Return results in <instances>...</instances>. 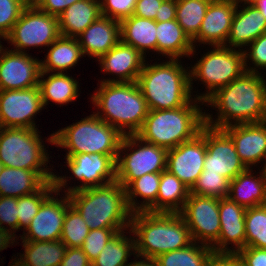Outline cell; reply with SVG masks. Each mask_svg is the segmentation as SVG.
I'll return each mask as SVG.
<instances>
[{
    "instance_id": "f5cc1de1",
    "label": "cell",
    "mask_w": 266,
    "mask_h": 266,
    "mask_svg": "<svg viewBox=\"0 0 266 266\" xmlns=\"http://www.w3.org/2000/svg\"><path fill=\"white\" fill-rule=\"evenodd\" d=\"M176 18V0H164L160 5L159 15L156 22L170 21Z\"/></svg>"
},
{
    "instance_id": "e0dca14e",
    "label": "cell",
    "mask_w": 266,
    "mask_h": 266,
    "mask_svg": "<svg viewBox=\"0 0 266 266\" xmlns=\"http://www.w3.org/2000/svg\"><path fill=\"white\" fill-rule=\"evenodd\" d=\"M206 155V124L192 140L167 150L166 170L191 189L203 171Z\"/></svg>"
},
{
    "instance_id": "6da1fadb",
    "label": "cell",
    "mask_w": 266,
    "mask_h": 266,
    "mask_svg": "<svg viewBox=\"0 0 266 266\" xmlns=\"http://www.w3.org/2000/svg\"><path fill=\"white\" fill-rule=\"evenodd\" d=\"M261 73L245 72L227 86L216 90L204 104L217 111V118L205 110V124L223 129L229 125L266 120V79ZM217 109V110H216Z\"/></svg>"
},
{
    "instance_id": "4316f807",
    "label": "cell",
    "mask_w": 266,
    "mask_h": 266,
    "mask_svg": "<svg viewBox=\"0 0 266 266\" xmlns=\"http://www.w3.org/2000/svg\"><path fill=\"white\" fill-rule=\"evenodd\" d=\"M121 42L134 47L143 56L146 52H156V21L132 15L120 21ZM152 50V51H151Z\"/></svg>"
},
{
    "instance_id": "8d00e7d4",
    "label": "cell",
    "mask_w": 266,
    "mask_h": 266,
    "mask_svg": "<svg viewBox=\"0 0 266 266\" xmlns=\"http://www.w3.org/2000/svg\"><path fill=\"white\" fill-rule=\"evenodd\" d=\"M212 0H176V20L192 40L199 32Z\"/></svg>"
},
{
    "instance_id": "9c48e42d",
    "label": "cell",
    "mask_w": 266,
    "mask_h": 266,
    "mask_svg": "<svg viewBox=\"0 0 266 266\" xmlns=\"http://www.w3.org/2000/svg\"><path fill=\"white\" fill-rule=\"evenodd\" d=\"M211 48L202 54L194 65L189 66L191 91L194 88L193 80H200L202 81L200 84L206 86L205 93L196 92L198 95H193L203 102L216 90L227 86L246 72L244 52L241 49L226 46H211Z\"/></svg>"
},
{
    "instance_id": "d590c367",
    "label": "cell",
    "mask_w": 266,
    "mask_h": 266,
    "mask_svg": "<svg viewBox=\"0 0 266 266\" xmlns=\"http://www.w3.org/2000/svg\"><path fill=\"white\" fill-rule=\"evenodd\" d=\"M213 255L211 246L193 241L187 247L169 251L155 259L159 266H208Z\"/></svg>"
},
{
    "instance_id": "ee69618b",
    "label": "cell",
    "mask_w": 266,
    "mask_h": 266,
    "mask_svg": "<svg viewBox=\"0 0 266 266\" xmlns=\"http://www.w3.org/2000/svg\"><path fill=\"white\" fill-rule=\"evenodd\" d=\"M27 5L22 0H0V35L5 39Z\"/></svg>"
},
{
    "instance_id": "f907efd6",
    "label": "cell",
    "mask_w": 266,
    "mask_h": 266,
    "mask_svg": "<svg viewBox=\"0 0 266 266\" xmlns=\"http://www.w3.org/2000/svg\"><path fill=\"white\" fill-rule=\"evenodd\" d=\"M60 266H91V261L80 247L67 248Z\"/></svg>"
},
{
    "instance_id": "ab89813d",
    "label": "cell",
    "mask_w": 266,
    "mask_h": 266,
    "mask_svg": "<svg viewBox=\"0 0 266 266\" xmlns=\"http://www.w3.org/2000/svg\"><path fill=\"white\" fill-rule=\"evenodd\" d=\"M89 230L80 213L71 205L65 214L60 240L68 248L81 247Z\"/></svg>"
},
{
    "instance_id": "cb8c5ba5",
    "label": "cell",
    "mask_w": 266,
    "mask_h": 266,
    "mask_svg": "<svg viewBox=\"0 0 266 266\" xmlns=\"http://www.w3.org/2000/svg\"><path fill=\"white\" fill-rule=\"evenodd\" d=\"M265 32L266 20L255 5L237 6L225 46L243 51Z\"/></svg>"
},
{
    "instance_id": "484cf974",
    "label": "cell",
    "mask_w": 266,
    "mask_h": 266,
    "mask_svg": "<svg viewBox=\"0 0 266 266\" xmlns=\"http://www.w3.org/2000/svg\"><path fill=\"white\" fill-rule=\"evenodd\" d=\"M156 37L157 54L169 59L189 58L198 50L176 19L156 22Z\"/></svg>"
},
{
    "instance_id": "83f0119b",
    "label": "cell",
    "mask_w": 266,
    "mask_h": 266,
    "mask_svg": "<svg viewBox=\"0 0 266 266\" xmlns=\"http://www.w3.org/2000/svg\"><path fill=\"white\" fill-rule=\"evenodd\" d=\"M100 16V0L75 2L58 16L60 34L76 38Z\"/></svg>"
},
{
    "instance_id": "f546056e",
    "label": "cell",
    "mask_w": 266,
    "mask_h": 266,
    "mask_svg": "<svg viewBox=\"0 0 266 266\" xmlns=\"http://www.w3.org/2000/svg\"><path fill=\"white\" fill-rule=\"evenodd\" d=\"M50 47V48H49ZM47 49L40 61L41 72L67 73L84 57L77 38L60 35ZM65 71V72H64Z\"/></svg>"
},
{
    "instance_id": "7dc6e473",
    "label": "cell",
    "mask_w": 266,
    "mask_h": 266,
    "mask_svg": "<svg viewBox=\"0 0 266 266\" xmlns=\"http://www.w3.org/2000/svg\"><path fill=\"white\" fill-rule=\"evenodd\" d=\"M236 255L244 266H266V249L246 246Z\"/></svg>"
},
{
    "instance_id": "3957f363",
    "label": "cell",
    "mask_w": 266,
    "mask_h": 266,
    "mask_svg": "<svg viewBox=\"0 0 266 266\" xmlns=\"http://www.w3.org/2000/svg\"><path fill=\"white\" fill-rule=\"evenodd\" d=\"M129 229L134 237L136 254L143 257L156 258L193 242L180 213L134 212Z\"/></svg>"
},
{
    "instance_id": "f35d334b",
    "label": "cell",
    "mask_w": 266,
    "mask_h": 266,
    "mask_svg": "<svg viewBox=\"0 0 266 266\" xmlns=\"http://www.w3.org/2000/svg\"><path fill=\"white\" fill-rule=\"evenodd\" d=\"M245 247L266 249V205L246 208Z\"/></svg>"
},
{
    "instance_id": "91938a15",
    "label": "cell",
    "mask_w": 266,
    "mask_h": 266,
    "mask_svg": "<svg viewBox=\"0 0 266 266\" xmlns=\"http://www.w3.org/2000/svg\"><path fill=\"white\" fill-rule=\"evenodd\" d=\"M26 5H35L38 0H22Z\"/></svg>"
},
{
    "instance_id": "9a60e30c",
    "label": "cell",
    "mask_w": 266,
    "mask_h": 266,
    "mask_svg": "<svg viewBox=\"0 0 266 266\" xmlns=\"http://www.w3.org/2000/svg\"><path fill=\"white\" fill-rule=\"evenodd\" d=\"M54 191L40 206L38 213L20 237L22 241H58L61 238L65 214L71 206L68 193ZM58 196H60L59 199ZM27 232V233H26Z\"/></svg>"
},
{
    "instance_id": "836d02e7",
    "label": "cell",
    "mask_w": 266,
    "mask_h": 266,
    "mask_svg": "<svg viewBox=\"0 0 266 266\" xmlns=\"http://www.w3.org/2000/svg\"><path fill=\"white\" fill-rule=\"evenodd\" d=\"M190 189L168 170L161 172L157 196V212L179 213L188 199Z\"/></svg>"
},
{
    "instance_id": "4dcf8cb0",
    "label": "cell",
    "mask_w": 266,
    "mask_h": 266,
    "mask_svg": "<svg viewBox=\"0 0 266 266\" xmlns=\"http://www.w3.org/2000/svg\"><path fill=\"white\" fill-rule=\"evenodd\" d=\"M160 179L161 172L147 173L132 180L125 187L126 202L132 213L140 211L157 212ZM138 196L143 201H138Z\"/></svg>"
},
{
    "instance_id": "d6986e66",
    "label": "cell",
    "mask_w": 266,
    "mask_h": 266,
    "mask_svg": "<svg viewBox=\"0 0 266 266\" xmlns=\"http://www.w3.org/2000/svg\"><path fill=\"white\" fill-rule=\"evenodd\" d=\"M245 213V207L228 197L219 199L220 234L211 246L214 254H236L245 247Z\"/></svg>"
},
{
    "instance_id": "11a10c76",
    "label": "cell",
    "mask_w": 266,
    "mask_h": 266,
    "mask_svg": "<svg viewBox=\"0 0 266 266\" xmlns=\"http://www.w3.org/2000/svg\"><path fill=\"white\" fill-rule=\"evenodd\" d=\"M132 262L128 263L126 266H159L155 258L143 257L135 254Z\"/></svg>"
},
{
    "instance_id": "f6af8a7d",
    "label": "cell",
    "mask_w": 266,
    "mask_h": 266,
    "mask_svg": "<svg viewBox=\"0 0 266 266\" xmlns=\"http://www.w3.org/2000/svg\"><path fill=\"white\" fill-rule=\"evenodd\" d=\"M0 229L8 231L13 237L16 236L15 233L18 232L17 198L0 196Z\"/></svg>"
},
{
    "instance_id": "5b68a950",
    "label": "cell",
    "mask_w": 266,
    "mask_h": 266,
    "mask_svg": "<svg viewBox=\"0 0 266 266\" xmlns=\"http://www.w3.org/2000/svg\"><path fill=\"white\" fill-rule=\"evenodd\" d=\"M200 104L204 105V102L194 98L185 106L175 109L149 110L136 135L167 150L190 141L205 125V112H202Z\"/></svg>"
},
{
    "instance_id": "74e56055",
    "label": "cell",
    "mask_w": 266,
    "mask_h": 266,
    "mask_svg": "<svg viewBox=\"0 0 266 266\" xmlns=\"http://www.w3.org/2000/svg\"><path fill=\"white\" fill-rule=\"evenodd\" d=\"M54 191V182L48 181L35 193L17 198L18 231L23 229L24 232L26 230L31 220L38 213L41 204Z\"/></svg>"
},
{
    "instance_id": "9f6ffc18",
    "label": "cell",
    "mask_w": 266,
    "mask_h": 266,
    "mask_svg": "<svg viewBox=\"0 0 266 266\" xmlns=\"http://www.w3.org/2000/svg\"><path fill=\"white\" fill-rule=\"evenodd\" d=\"M255 6L259 10V12L264 16L266 20V0H259Z\"/></svg>"
},
{
    "instance_id": "7a4b0ae2",
    "label": "cell",
    "mask_w": 266,
    "mask_h": 266,
    "mask_svg": "<svg viewBox=\"0 0 266 266\" xmlns=\"http://www.w3.org/2000/svg\"><path fill=\"white\" fill-rule=\"evenodd\" d=\"M99 83V88L90 96L97 110L94 113L123 136L136 135L149 113V107L137 82Z\"/></svg>"
},
{
    "instance_id": "7c38bea8",
    "label": "cell",
    "mask_w": 266,
    "mask_h": 266,
    "mask_svg": "<svg viewBox=\"0 0 266 266\" xmlns=\"http://www.w3.org/2000/svg\"><path fill=\"white\" fill-rule=\"evenodd\" d=\"M60 35L57 16L47 14L35 5H27L3 41L13 45L11 50L27 53L28 48L49 47Z\"/></svg>"
},
{
    "instance_id": "94428289",
    "label": "cell",
    "mask_w": 266,
    "mask_h": 266,
    "mask_svg": "<svg viewBox=\"0 0 266 266\" xmlns=\"http://www.w3.org/2000/svg\"><path fill=\"white\" fill-rule=\"evenodd\" d=\"M4 38L0 35V40H3ZM2 42L0 41V52H1V50L3 49V45L1 44Z\"/></svg>"
},
{
    "instance_id": "8992f818",
    "label": "cell",
    "mask_w": 266,
    "mask_h": 266,
    "mask_svg": "<svg viewBox=\"0 0 266 266\" xmlns=\"http://www.w3.org/2000/svg\"><path fill=\"white\" fill-rule=\"evenodd\" d=\"M71 205L90 230L130 228L132 212L126 202L125 187L117 180L106 185L68 193Z\"/></svg>"
},
{
    "instance_id": "6f0895ef",
    "label": "cell",
    "mask_w": 266,
    "mask_h": 266,
    "mask_svg": "<svg viewBox=\"0 0 266 266\" xmlns=\"http://www.w3.org/2000/svg\"><path fill=\"white\" fill-rule=\"evenodd\" d=\"M236 6L255 5L259 0H231Z\"/></svg>"
},
{
    "instance_id": "f1b7e54d",
    "label": "cell",
    "mask_w": 266,
    "mask_h": 266,
    "mask_svg": "<svg viewBox=\"0 0 266 266\" xmlns=\"http://www.w3.org/2000/svg\"><path fill=\"white\" fill-rule=\"evenodd\" d=\"M79 85V81L66 73L41 72L38 86L44 108L50 102L60 107L74 102L80 96Z\"/></svg>"
},
{
    "instance_id": "60d3db41",
    "label": "cell",
    "mask_w": 266,
    "mask_h": 266,
    "mask_svg": "<svg viewBox=\"0 0 266 266\" xmlns=\"http://www.w3.org/2000/svg\"><path fill=\"white\" fill-rule=\"evenodd\" d=\"M230 181L219 174L207 173V170H203L197 179L194 186L190 189V193L216 197L226 198L229 193Z\"/></svg>"
},
{
    "instance_id": "ffe728a7",
    "label": "cell",
    "mask_w": 266,
    "mask_h": 266,
    "mask_svg": "<svg viewBox=\"0 0 266 266\" xmlns=\"http://www.w3.org/2000/svg\"><path fill=\"white\" fill-rule=\"evenodd\" d=\"M223 130L232 139L236 152L246 168L263 163L266 166V122L234 124ZM264 161V162H263Z\"/></svg>"
},
{
    "instance_id": "816d5d0a",
    "label": "cell",
    "mask_w": 266,
    "mask_h": 266,
    "mask_svg": "<svg viewBox=\"0 0 266 266\" xmlns=\"http://www.w3.org/2000/svg\"><path fill=\"white\" fill-rule=\"evenodd\" d=\"M208 266H244L236 254H214Z\"/></svg>"
},
{
    "instance_id": "4fadbf2b",
    "label": "cell",
    "mask_w": 266,
    "mask_h": 266,
    "mask_svg": "<svg viewBox=\"0 0 266 266\" xmlns=\"http://www.w3.org/2000/svg\"><path fill=\"white\" fill-rule=\"evenodd\" d=\"M188 226L193 241L212 246L219 238V198L189 193L179 212Z\"/></svg>"
},
{
    "instance_id": "c3c4849f",
    "label": "cell",
    "mask_w": 266,
    "mask_h": 266,
    "mask_svg": "<svg viewBox=\"0 0 266 266\" xmlns=\"http://www.w3.org/2000/svg\"><path fill=\"white\" fill-rule=\"evenodd\" d=\"M164 0H137L134 14L141 18L155 20L159 15L160 5Z\"/></svg>"
},
{
    "instance_id": "ac0fdd59",
    "label": "cell",
    "mask_w": 266,
    "mask_h": 266,
    "mask_svg": "<svg viewBox=\"0 0 266 266\" xmlns=\"http://www.w3.org/2000/svg\"><path fill=\"white\" fill-rule=\"evenodd\" d=\"M9 49L3 47L0 52V90H24L38 86L41 60Z\"/></svg>"
},
{
    "instance_id": "db71d44e",
    "label": "cell",
    "mask_w": 266,
    "mask_h": 266,
    "mask_svg": "<svg viewBox=\"0 0 266 266\" xmlns=\"http://www.w3.org/2000/svg\"><path fill=\"white\" fill-rule=\"evenodd\" d=\"M17 238V239H16ZM19 237H13L8 231L0 229V251L12 247L19 240Z\"/></svg>"
},
{
    "instance_id": "44dd1931",
    "label": "cell",
    "mask_w": 266,
    "mask_h": 266,
    "mask_svg": "<svg viewBox=\"0 0 266 266\" xmlns=\"http://www.w3.org/2000/svg\"><path fill=\"white\" fill-rule=\"evenodd\" d=\"M145 59L137 49L120 41L97 60L103 74L116 75L113 79H101L100 82H137Z\"/></svg>"
},
{
    "instance_id": "1f68e13d",
    "label": "cell",
    "mask_w": 266,
    "mask_h": 266,
    "mask_svg": "<svg viewBox=\"0 0 266 266\" xmlns=\"http://www.w3.org/2000/svg\"><path fill=\"white\" fill-rule=\"evenodd\" d=\"M23 253H17L24 266H60L67 246L61 241H22Z\"/></svg>"
},
{
    "instance_id": "6125c7cd",
    "label": "cell",
    "mask_w": 266,
    "mask_h": 266,
    "mask_svg": "<svg viewBox=\"0 0 266 266\" xmlns=\"http://www.w3.org/2000/svg\"><path fill=\"white\" fill-rule=\"evenodd\" d=\"M3 168H4V165L2 163H0V173L3 170Z\"/></svg>"
},
{
    "instance_id": "30bf717a",
    "label": "cell",
    "mask_w": 266,
    "mask_h": 266,
    "mask_svg": "<svg viewBox=\"0 0 266 266\" xmlns=\"http://www.w3.org/2000/svg\"><path fill=\"white\" fill-rule=\"evenodd\" d=\"M166 161L167 149L145 142L137 135H125L116 160V180L126 187L142 175L166 170Z\"/></svg>"
},
{
    "instance_id": "603a6c76",
    "label": "cell",
    "mask_w": 266,
    "mask_h": 266,
    "mask_svg": "<svg viewBox=\"0 0 266 266\" xmlns=\"http://www.w3.org/2000/svg\"><path fill=\"white\" fill-rule=\"evenodd\" d=\"M76 38L84 57L98 60L121 41L120 22L100 16Z\"/></svg>"
},
{
    "instance_id": "5bb4252c",
    "label": "cell",
    "mask_w": 266,
    "mask_h": 266,
    "mask_svg": "<svg viewBox=\"0 0 266 266\" xmlns=\"http://www.w3.org/2000/svg\"><path fill=\"white\" fill-rule=\"evenodd\" d=\"M43 109L39 86L24 90H0V127L38 129L35 115Z\"/></svg>"
},
{
    "instance_id": "52a82bcc",
    "label": "cell",
    "mask_w": 266,
    "mask_h": 266,
    "mask_svg": "<svg viewBox=\"0 0 266 266\" xmlns=\"http://www.w3.org/2000/svg\"><path fill=\"white\" fill-rule=\"evenodd\" d=\"M123 135L104 122L94 112L80 121L61 128L48 136L47 142L62 147L66 155L100 153L111 156L115 161Z\"/></svg>"
},
{
    "instance_id": "680465c9",
    "label": "cell",
    "mask_w": 266,
    "mask_h": 266,
    "mask_svg": "<svg viewBox=\"0 0 266 266\" xmlns=\"http://www.w3.org/2000/svg\"><path fill=\"white\" fill-rule=\"evenodd\" d=\"M11 258H12V260H11V262H9L10 265H8V266H24V265L21 263V261L18 259L17 256H16V258H14V259H13V257H11Z\"/></svg>"
},
{
    "instance_id": "277c9868",
    "label": "cell",
    "mask_w": 266,
    "mask_h": 266,
    "mask_svg": "<svg viewBox=\"0 0 266 266\" xmlns=\"http://www.w3.org/2000/svg\"><path fill=\"white\" fill-rule=\"evenodd\" d=\"M146 62L137 84L149 110L175 109L194 99L190 87V68H185L181 60L169 59L153 64Z\"/></svg>"
},
{
    "instance_id": "ba28073f",
    "label": "cell",
    "mask_w": 266,
    "mask_h": 266,
    "mask_svg": "<svg viewBox=\"0 0 266 266\" xmlns=\"http://www.w3.org/2000/svg\"><path fill=\"white\" fill-rule=\"evenodd\" d=\"M39 129L0 127V163L4 167L35 171L45 182L53 181L49 152Z\"/></svg>"
},
{
    "instance_id": "7402d4cb",
    "label": "cell",
    "mask_w": 266,
    "mask_h": 266,
    "mask_svg": "<svg viewBox=\"0 0 266 266\" xmlns=\"http://www.w3.org/2000/svg\"><path fill=\"white\" fill-rule=\"evenodd\" d=\"M237 6L231 0H212L198 34L192 39L197 44L225 46Z\"/></svg>"
},
{
    "instance_id": "8fae6325",
    "label": "cell",
    "mask_w": 266,
    "mask_h": 266,
    "mask_svg": "<svg viewBox=\"0 0 266 266\" xmlns=\"http://www.w3.org/2000/svg\"><path fill=\"white\" fill-rule=\"evenodd\" d=\"M66 163L71 171V177L67 175H54V186L58 192L69 193L90 187L106 185L116 180V161L109 155L100 153H82L75 155H65ZM67 177V178H66ZM75 177V178H73ZM70 178L77 179L81 185L72 187L67 184ZM68 186V187H67ZM66 189V190H65ZM62 190V191H61Z\"/></svg>"
},
{
    "instance_id": "7bdbcfd3",
    "label": "cell",
    "mask_w": 266,
    "mask_h": 266,
    "mask_svg": "<svg viewBox=\"0 0 266 266\" xmlns=\"http://www.w3.org/2000/svg\"><path fill=\"white\" fill-rule=\"evenodd\" d=\"M248 47L243 50L246 72L263 73L259 72L258 69H266V32L251 42ZM249 60L253 65L250 64ZM251 65L252 67H250Z\"/></svg>"
},
{
    "instance_id": "e575fe53",
    "label": "cell",
    "mask_w": 266,
    "mask_h": 266,
    "mask_svg": "<svg viewBox=\"0 0 266 266\" xmlns=\"http://www.w3.org/2000/svg\"><path fill=\"white\" fill-rule=\"evenodd\" d=\"M126 231L128 230L118 232L109 240L98 257L91 262V266H126L128 258L136 254L133 234L130 229ZM126 233L131 235L127 236Z\"/></svg>"
},
{
    "instance_id": "2e32d148",
    "label": "cell",
    "mask_w": 266,
    "mask_h": 266,
    "mask_svg": "<svg viewBox=\"0 0 266 266\" xmlns=\"http://www.w3.org/2000/svg\"><path fill=\"white\" fill-rule=\"evenodd\" d=\"M246 169L230 136L223 129L206 125V155L203 170L222 175L231 181Z\"/></svg>"
},
{
    "instance_id": "681fc988",
    "label": "cell",
    "mask_w": 266,
    "mask_h": 266,
    "mask_svg": "<svg viewBox=\"0 0 266 266\" xmlns=\"http://www.w3.org/2000/svg\"><path fill=\"white\" fill-rule=\"evenodd\" d=\"M80 0H38L35 6L47 14L59 16L66 8Z\"/></svg>"
},
{
    "instance_id": "b9f144b4",
    "label": "cell",
    "mask_w": 266,
    "mask_h": 266,
    "mask_svg": "<svg viewBox=\"0 0 266 266\" xmlns=\"http://www.w3.org/2000/svg\"><path fill=\"white\" fill-rule=\"evenodd\" d=\"M123 230H129V228H102L89 230V233L80 248L92 262L98 257L109 240Z\"/></svg>"
},
{
    "instance_id": "bcb514c9",
    "label": "cell",
    "mask_w": 266,
    "mask_h": 266,
    "mask_svg": "<svg viewBox=\"0 0 266 266\" xmlns=\"http://www.w3.org/2000/svg\"><path fill=\"white\" fill-rule=\"evenodd\" d=\"M137 0H100L101 15L122 21L134 14Z\"/></svg>"
},
{
    "instance_id": "d4e9b609",
    "label": "cell",
    "mask_w": 266,
    "mask_h": 266,
    "mask_svg": "<svg viewBox=\"0 0 266 266\" xmlns=\"http://www.w3.org/2000/svg\"><path fill=\"white\" fill-rule=\"evenodd\" d=\"M253 168H247L230 181L228 198L245 208L266 205V172L261 170L256 176ZM255 174V175H254Z\"/></svg>"
},
{
    "instance_id": "d6a6232c",
    "label": "cell",
    "mask_w": 266,
    "mask_h": 266,
    "mask_svg": "<svg viewBox=\"0 0 266 266\" xmlns=\"http://www.w3.org/2000/svg\"><path fill=\"white\" fill-rule=\"evenodd\" d=\"M45 183L33 170L4 167L0 173V196L19 198L30 195Z\"/></svg>"
}]
</instances>
